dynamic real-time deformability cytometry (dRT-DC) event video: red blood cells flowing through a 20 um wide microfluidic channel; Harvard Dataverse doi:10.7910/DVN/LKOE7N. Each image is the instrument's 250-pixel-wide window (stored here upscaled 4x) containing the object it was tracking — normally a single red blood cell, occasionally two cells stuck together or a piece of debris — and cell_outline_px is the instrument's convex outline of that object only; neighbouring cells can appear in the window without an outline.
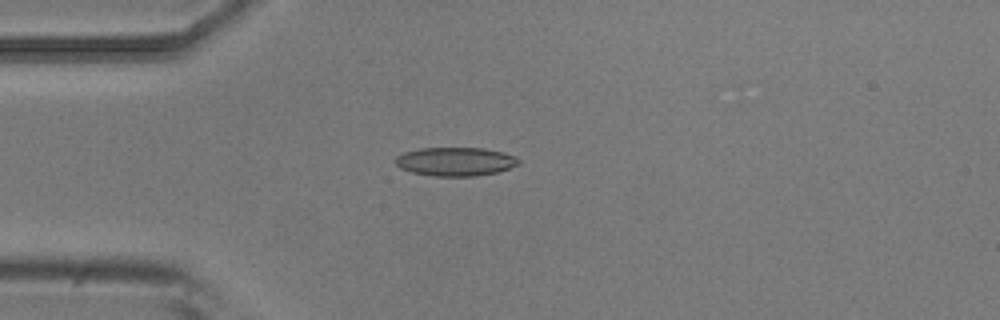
{"species": "common noctule bat (a hibernating species)", "species_latin": "Nyctalus noctula", "temperature_condition": "room temperature", "stored_images_in_passage": 4, "camera_frame_rate_fps": 3000, "um_per_image_px": 0.085, "animal": {"sex": "male", "body_mass_g": 20.5, "forearm_length_mm": 52.5}, "frame": {"image": 1, "passage_image": 4, "time_ms": 1.0, "image_size_px": [1000, 320], "cell_outline_px": [[520, 164], [496, 172], [476, 176], [432, 176], [412, 172], [400, 168], [396, 164], [396, 156], [404, 152], [420, 148], [484, 148], [516, 156], [520, 160]], "centroid_in_image_um": [38.7, 13.73], "position_along_channel_um": 46.3, "area_um2": 20.52}}